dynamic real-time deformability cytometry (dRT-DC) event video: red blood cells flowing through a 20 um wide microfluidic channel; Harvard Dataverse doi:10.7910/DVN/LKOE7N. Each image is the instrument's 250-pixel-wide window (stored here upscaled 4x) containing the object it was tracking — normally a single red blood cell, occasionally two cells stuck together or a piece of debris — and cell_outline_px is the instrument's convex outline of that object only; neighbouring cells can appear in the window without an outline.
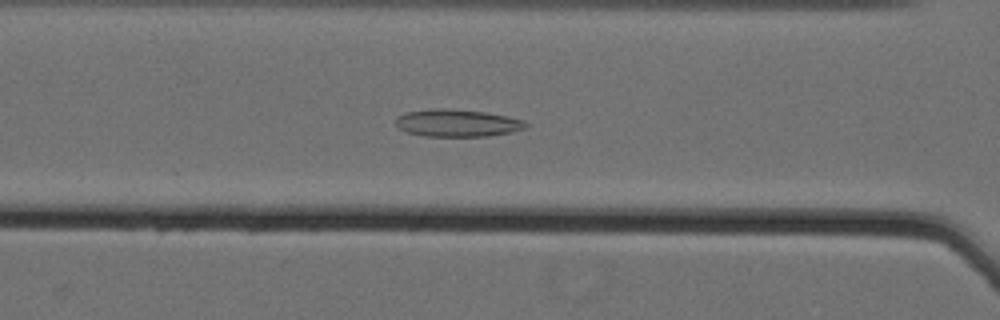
{"species": "Egyptian fruit bat (a non-hibernating species)", "species_latin": "Rousettus aegyptiacus", "temperature_condition": "cold", "stored_images_in_passage": 62, "camera_frame_rate_fps": 3000, "um_per_image_px": 0.085, "animal": {"sex": "female"}, "frame": {"image": 1, "passage_image": 31, "time_ms": 10.0, "image_size_px": [1000, 320], "cell_outline_px": [[528, 124], [524, 128], [512, 132], [488, 136], [424, 136], [408, 132], [400, 128], [396, 124], [396, 116], [408, 112], [436, 108], [444, 108], [484, 112], [508, 116], [524, 120]], "centroid_in_image_um": [38.88, 10.46], "position_along_channel_um": 127.7, "area_um2": 20.58}}
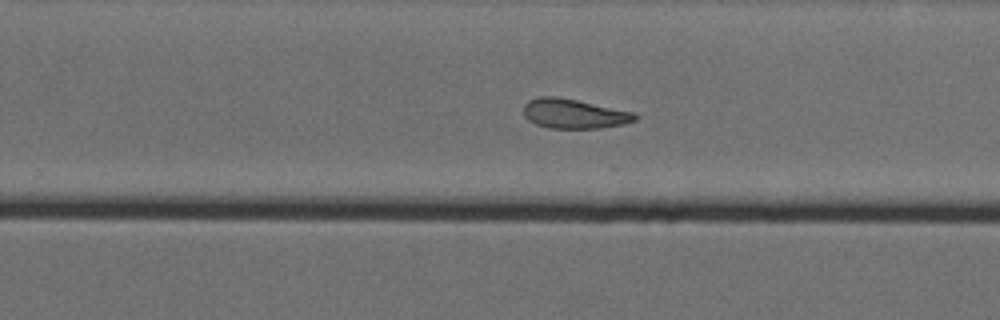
{"frame": {"image": 2, "passage_image": 44, "time_ms": 14.333, "image_size_px": [1000, 320], "cell_outline_px": [[640, 116], [636, 120], [624, 124], [600, 128], [548, 128], [536, 124], [528, 120], [524, 116], [524, 104], [528, 100], [540, 96], [556, 96], [636, 112]], "centroid_in_image_um": [48.81, 9.66], "position_along_channel_um": 281.0, "area_um2": 19.36}}
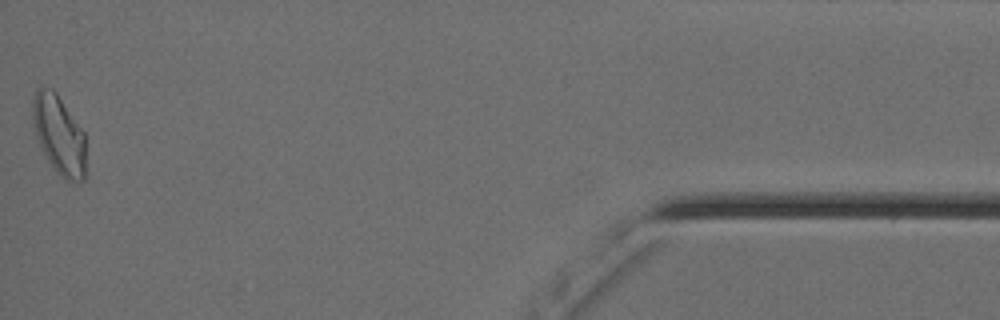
{"frame": {"image": 3, "passage_image": 62, "time_ms": 20.333, "image_size_px": [1000, 320], "cell_outline_px": [[88, 176], [80, 184], [72, 184], [64, 180], [56, 172], [40, 148], [32, 124], [32, 100], [36, 88], [52, 88], [56, 92], [84, 132]], "centroid_in_image_um": [5.05, 11.56], "position_along_channel_um": 430.1, "area_um2": 25.49}, "authors_computed_cell_mechanics": {"area_um2": 23.1489, "velocity_mm_per_s": 3.5498, "shape_relaxation_time_tau1_ms": null, "shape_relaxation_time_tau2_ms": 3.4592, "deformation_change_tau1": null, "deformation_change_tau2": 0.1078}}